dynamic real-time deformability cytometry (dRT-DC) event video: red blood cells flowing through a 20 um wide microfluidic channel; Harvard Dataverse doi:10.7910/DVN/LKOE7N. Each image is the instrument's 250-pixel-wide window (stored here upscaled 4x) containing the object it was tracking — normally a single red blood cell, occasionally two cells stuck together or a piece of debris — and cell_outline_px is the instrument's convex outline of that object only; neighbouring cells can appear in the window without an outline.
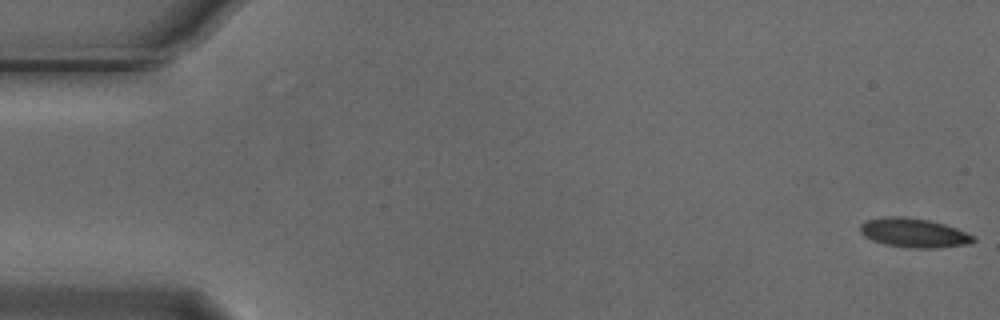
{"species": "Egyptian fruit bat (a non-hibernating species)", "species_latin": "Rousettus aegyptiacus", "temperature_condition": "cold", "stored_images_in_passage": 14, "camera_frame_rate_fps": 3000, "um_per_image_px": 0.085, "animal": {"sex": "male"}, "frame": {"image": 1, "passage_image": 1, "time_ms": 0.0, "image_size_px": [1000, 320], "cell_outline_px": [[976, 240], [968, 244], [936, 248], [912, 248], [884, 244], [872, 240], [864, 236], [860, 232], [860, 224], [868, 220], [884, 216], [904, 216], [928, 220], [944, 224], [956, 228], [972, 236]], "centroid_in_image_um": [77.64, 19.79], "position_along_channel_um": 7.4, "area_um2": 19.13}}
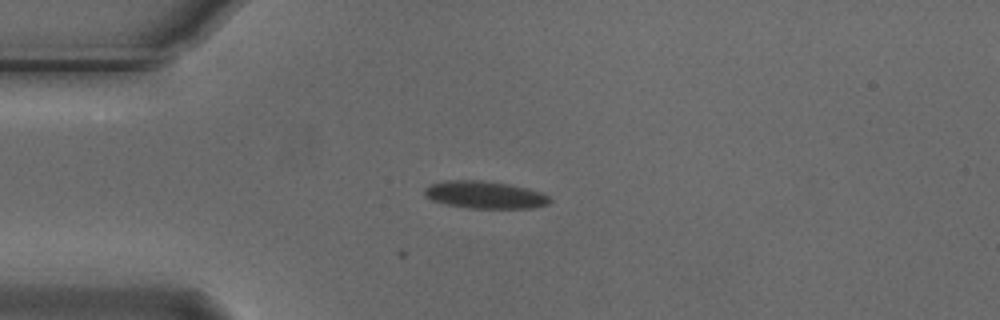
{"frame": {"image": 2, "passage_image": 14, "time_ms": 4.333, "image_size_px": [1000, 320], "cell_outline_px": [[552, 200], [548, 204], [532, 208], [468, 208], [444, 204], [432, 200], [424, 196], [424, 188], [428, 184], [444, 180], [480, 180], [508, 184], [528, 188], [540, 192], [548, 196]], "centroid_in_image_um": [41.16, 16.55], "position_along_channel_um": 43.8, "area_um2": 20.17}}